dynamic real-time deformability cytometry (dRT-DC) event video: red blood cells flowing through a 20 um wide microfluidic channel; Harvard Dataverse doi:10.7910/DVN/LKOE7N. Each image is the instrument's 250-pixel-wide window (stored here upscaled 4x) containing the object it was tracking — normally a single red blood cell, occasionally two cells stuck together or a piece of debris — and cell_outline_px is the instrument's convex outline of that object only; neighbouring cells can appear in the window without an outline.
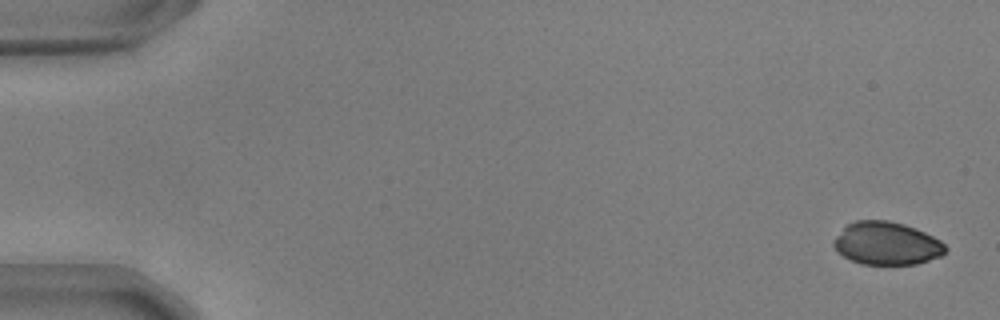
{"species": "common noctule bat (a hibernating species)", "species_latin": "Nyctalus noctula", "temperature_condition": "warm", "stored_images_in_passage": 55, "camera_frame_rate_fps": 3000, "um_per_image_px": 0.085, "animal": {"sex": "male", "body_mass_g": 17.9, "forearm_length_mm": 54.2}, "frame": {"image": 1, "passage_image": 2, "time_ms": 0.333, "image_size_px": [1000, 320], "cell_outline_px": [[948, 248], [940, 256], [916, 264], [860, 264], [836, 252], [832, 244], [832, 240], [848, 224], [856, 220], [888, 220], [904, 224], [916, 228], [940, 240]], "centroid_in_image_um": [75.34, 20.68], "position_along_channel_um": 9.7, "area_um2": 27.92}}
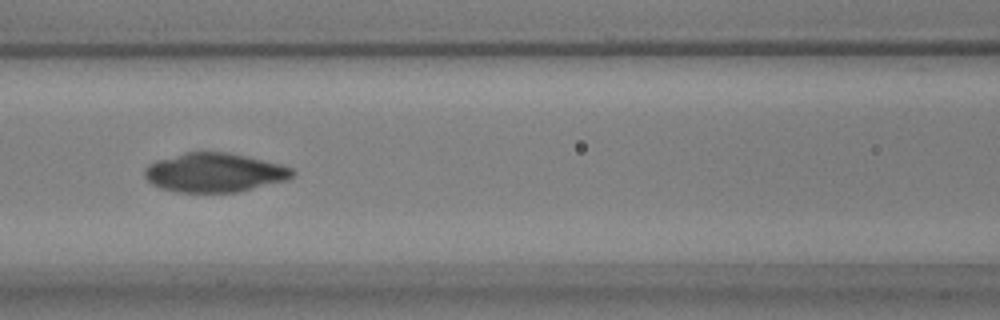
{"frame": {"image": 2, "passage_image": 25, "time_ms": 8.0, "image_size_px": [1000, 320], "cell_outline_px": [[296, 172], [288, 180], [236, 192], [176, 192], [160, 188], [152, 184], [144, 176], [144, 168], [148, 164], [156, 160], [184, 152], [228, 152], [280, 164], [292, 168]], "centroid_in_image_um": [18.2, 14.67], "position_along_channel_um": 148.4, "area_um2": 33.7}}
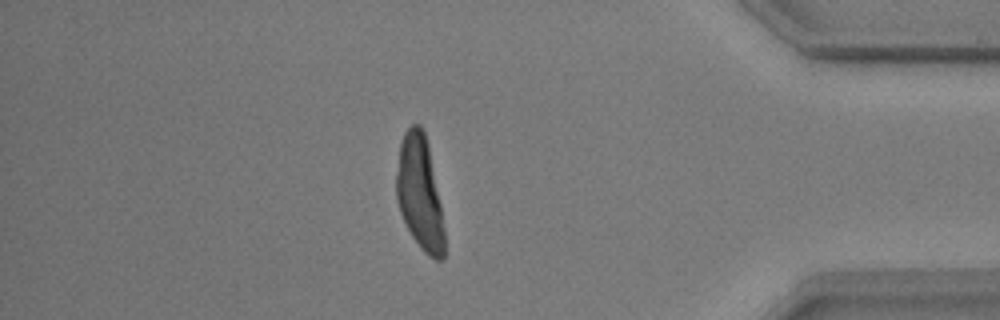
{"frame": {"image": 3, "passage_image": 48, "time_ms": 15.667, "image_size_px": [1000, 320], "cell_outline_px": [[444, 256], [440, 260], [436, 260], [428, 256], [420, 248], [412, 236], [400, 212], [396, 200], [396, 172], [400, 144], [404, 132], [412, 124], [420, 124], [424, 132], [428, 144], [440, 204], [444, 228]], "centroid_in_image_um": [35.66, 16.41], "position_along_channel_um": 399.5, "area_um2": 31.67}}